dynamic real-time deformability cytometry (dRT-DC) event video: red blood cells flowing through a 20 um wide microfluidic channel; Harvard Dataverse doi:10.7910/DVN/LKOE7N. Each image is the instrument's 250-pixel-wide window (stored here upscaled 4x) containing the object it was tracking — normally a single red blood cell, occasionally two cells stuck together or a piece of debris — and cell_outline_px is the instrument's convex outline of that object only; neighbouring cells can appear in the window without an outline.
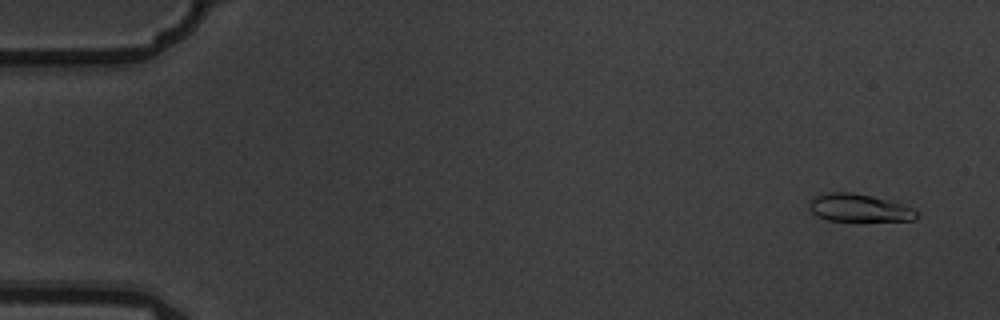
{"species": "common noctule bat (a hibernating species)", "species_latin": "Nyctalus noctula", "temperature_condition": "warm", "stored_images_in_passage": 4, "camera_frame_rate_fps": 3000, "um_per_image_px": 0.085, "animal": {"sex": "male", "body_mass_g": 19.5, "forearm_length_mm": 54.6}, "frame": {"image": 1, "passage_image": 1, "time_ms": 0.0, "image_size_px": [1000, 320], "cell_outline_px": [[920, 212], [916, 220], [856, 224], [828, 220], [816, 216], [808, 208], [808, 204], [816, 196], [828, 192], [852, 192], [872, 196], [916, 208]], "centroid_in_image_um": [73.09, 17.74], "position_along_channel_um": 11.9, "area_um2": 18.55}}